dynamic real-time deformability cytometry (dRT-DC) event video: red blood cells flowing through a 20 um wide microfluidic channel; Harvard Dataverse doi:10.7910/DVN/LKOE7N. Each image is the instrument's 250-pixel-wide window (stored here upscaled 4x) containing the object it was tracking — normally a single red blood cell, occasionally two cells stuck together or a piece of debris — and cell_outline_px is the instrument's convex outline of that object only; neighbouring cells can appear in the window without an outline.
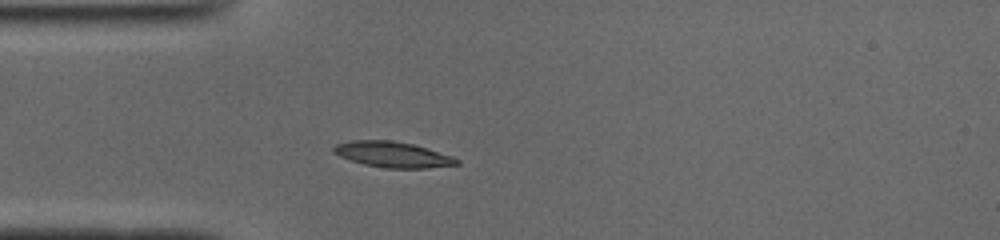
{"species": "common noctule bat (a hibernating species)", "species_latin": "Nyctalus noctula", "temperature_condition": "cold", "stored_images_in_passage": 38, "camera_frame_rate_fps": 3000, "um_per_image_px": 0.085, "animal": {"sex": "male", "body_mass_g": 19.0, "forearm_length_mm": 50.8}, "frame": {"image": 1, "passage_image": 1, "time_ms": 0.0, "image_size_px": [1000, 240], "cell_outline_px": [[460, 164], [428, 168], [384, 168], [364, 164], [340, 156], [332, 152], [332, 148], [336, 144], [352, 140], [392, 140], [412, 144], [452, 156], [460, 160]], "centroid_in_image_um": [33.37, 13.13], "position_along_channel_um": 51.6, "area_um2": 18.32}}
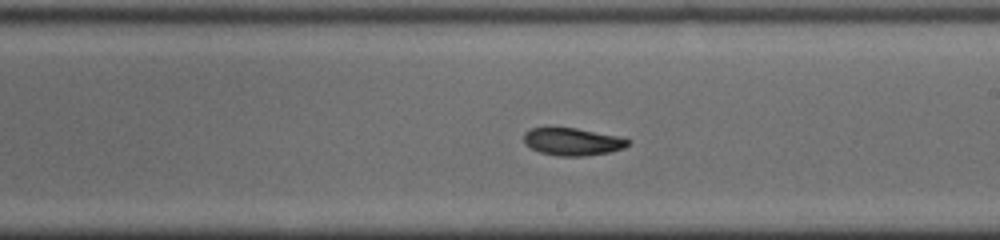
{"frame": {"image": 2, "passage_image": 16, "time_ms": 5.0, "image_size_px": [1000, 240], "cell_outline_px": [[632, 140], [624, 148], [608, 152], [584, 156], [560, 156], [540, 152], [524, 144], [524, 132], [532, 128], [576, 128], [620, 136]], "centroid_in_image_um": [48.68, 12.04], "position_along_channel_um": 240.3, "area_um2": 16.65}}
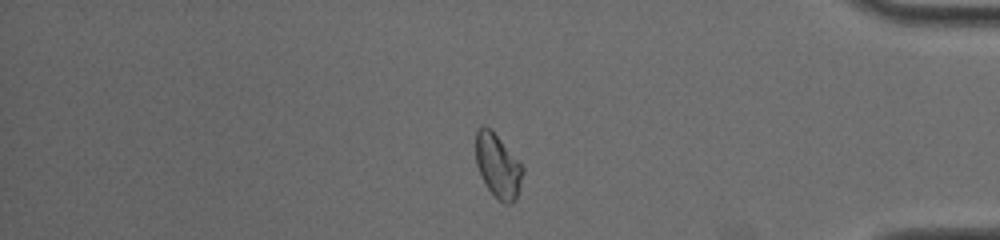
{"frame": {"image": 3, "passage_image": 30, "time_ms": 9.667, "image_size_px": [1000, 240], "cell_outline_px": [[524, 172], [516, 200], [512, 204], [504, 204], [488, 188], [480, 176], [476, 164], [476, 128], [484, 124], [496, 136], [524, 168]], "centroid_in_image_um": [42.31, 14.13], "position_along_channel_um": 392.9, "area_um2": 17.17}, "authors_computed_cell_mechanics": {"area_um2": 17.3978, "velocity_mm_per_s": 3.9168, "shape_relaxation_time_tau1_ms": 9.8832, "shape_relaxation_time_tau2_ms": null, "deformation_change_tau1": 0.2547, "deformation_change_tau2": null}}